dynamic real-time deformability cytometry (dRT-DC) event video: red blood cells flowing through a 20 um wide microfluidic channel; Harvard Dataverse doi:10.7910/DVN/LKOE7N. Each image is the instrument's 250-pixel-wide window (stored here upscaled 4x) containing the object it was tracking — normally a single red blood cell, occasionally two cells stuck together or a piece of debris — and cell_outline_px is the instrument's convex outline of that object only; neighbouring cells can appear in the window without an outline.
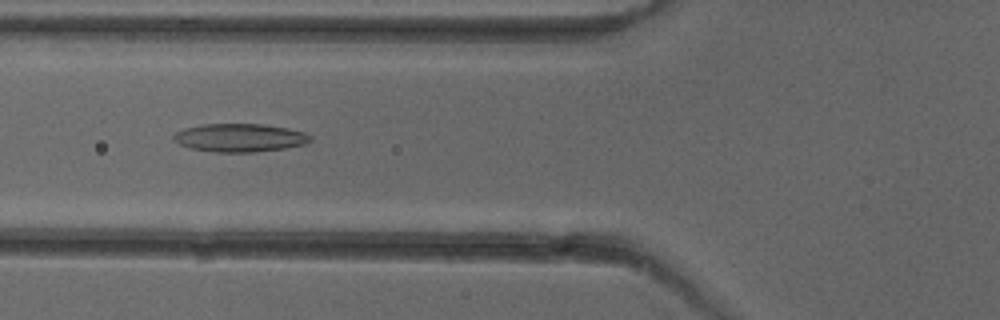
{"species": "common noctule bat (a hibernating species)", "species_latin": "Nyctalus noctula", "temperature_condition": "cold", "stored_images_in_passage": 7, "camera_frame_rate_fps": 3000, "um_per_image_px": 0.085, "animal": {"sex": "female"}, "frame": {"image": 1, "passage_image": 5, "time_ms": 6.0, "image_size_px": [1000, 320], "cell_outline_px": [[312, 140], [304, 144], [284, 148], [256, 152], [212, 152], [192, 148], [180, 144], [172, 140], [172, 136], [176, 132], [184, 128], [204, 124], [264, 124], [288, 128], [304, 132], [312, 136]], "centroid_in_image_um": [20.38, 11.7], "position_along_channel_um": 105.4, "area_um2": 22.54}}
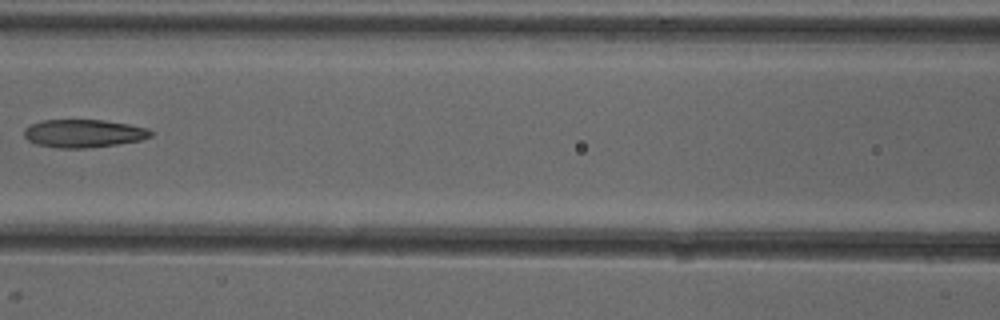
{"frame": {"image": 2, "passage_image": 6, "time_ms": 7.333, "image_size_px": [1000, 320], "cell_outline_px": [[152, 136], [140, 140], [116, 144], [88, 148], [56, 148], [36, 144], [28, 140], [24, 136], [24, 128], [40, 120], [104, 120], [128, 124], [148, 128], [152, 132]], "centroid_in_image_um": [7.08, 11.34], "position_along_channel_um": 159.5, "area_um2": 20.69}}
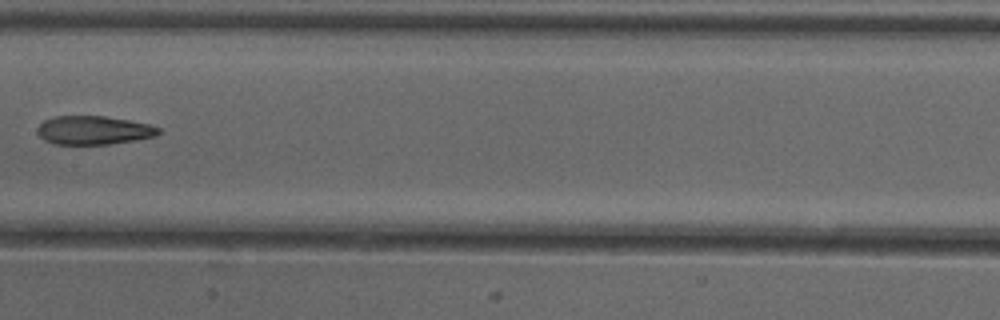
{"frame": {"image": 3, "passage_image": 7, "time_ms": 8.333, "image_size_px": [1000, 320], "cell_outline_px": [[160, 132], [156, 136], [136, 140], [112, 144], [56, 144], [44, 140], [36, 132], [36, 128], [44, 120], [56, 116], [104, 116], [128, 120], [148, 124], [160, 128]], "centroid_in_image_um": [7.95, 11.07], "position_along_channel_um": 199.5, "area_um2": 20.23}}